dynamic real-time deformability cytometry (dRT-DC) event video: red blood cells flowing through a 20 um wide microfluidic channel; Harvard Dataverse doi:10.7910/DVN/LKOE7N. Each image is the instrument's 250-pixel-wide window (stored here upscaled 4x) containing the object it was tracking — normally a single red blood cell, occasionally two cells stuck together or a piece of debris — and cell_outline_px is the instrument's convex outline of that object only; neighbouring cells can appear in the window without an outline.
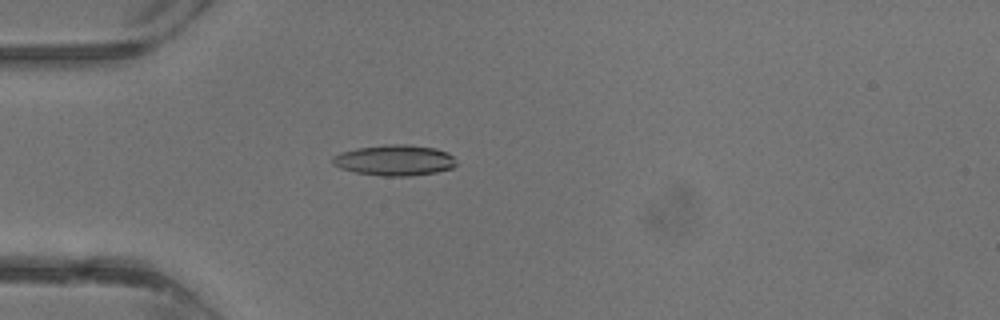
{"species": "common noctule bat (a hibernating species)", "species_latin": "Nyctalus noctula", "temperature_condition": "warm", "stored_images_in_passage": 38, "camera_frame_rate_fps": 3000, "um_per_image_px": 0.085, "animal": {"sex": "male", "body_mass_g": 13.3}, "frame": {"image": 1, "passage_image": 11, "time_ms": 3.333, "image_size_px": [1000, 320], "cell_outline_px": [[456, 164], [452, 168], [436, 172], [408, 176], [384, 176], [356, 172], [340, 168], [332, 164], [332, 156], [340, 152], [356, 148], [384, 144], [408, 144], [436, 148], [448, 152], [456, 160]], "centroid_in_image_um": [33.53, 13.61], "position_along_channel_um": 51.5, "area_um2": 22.31}}
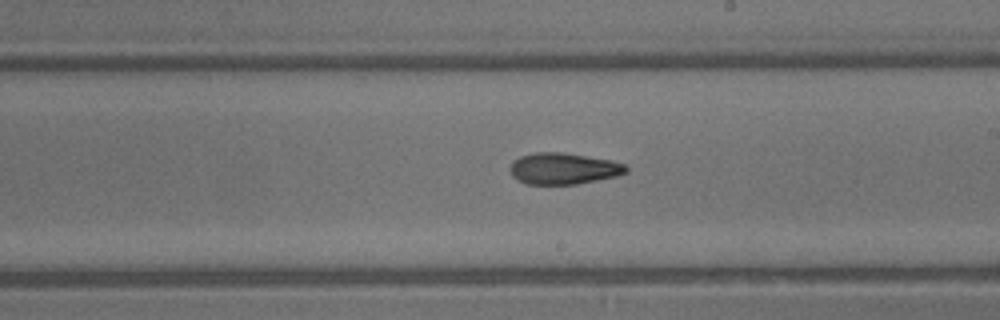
{"frame": {"image": 2, "passage_image": 22, "time_ms": 7.0, "image_size_px": [1000, 320], "cell_outline_px": [[628, 172], [616, 176], [576, 184], [528, 184], [512, 176], [508, 168], [512, 160], [520, 156], [536, 152], [564, 152], [612, 160], [624, 164], [628, 168]], "centroid_in_image_um": [47.88, 14.31], "position_along_channel_um": 241.1, "area_um2": 21.33}}
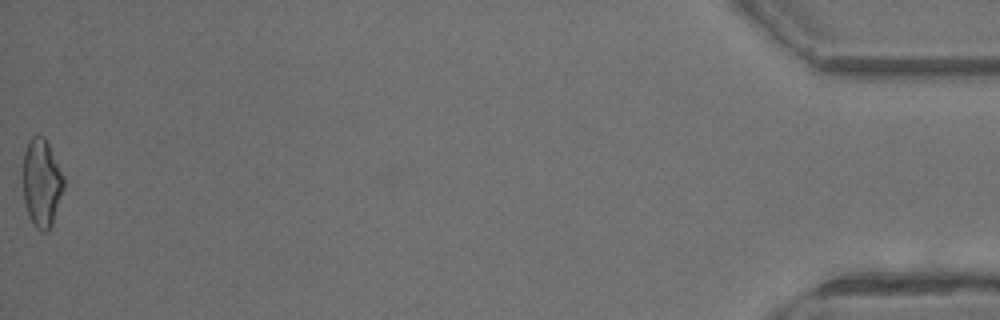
{"frame": {"image": 3, "passage_image": 38, "time_ms": 12.333, "image_size_px": [1000, 320], "cell_outline_px": [[64, 188], [52, 224], [44, 232], [36, 228], [28, 216], [24, 200], [24, 152], [28, 140], [32, 136], [44, 136], [64, 176]], "centroid_in_image_um": [3.54, 15.54], "position_along_channel_um": 431.7, "area_um2": 20.63}}